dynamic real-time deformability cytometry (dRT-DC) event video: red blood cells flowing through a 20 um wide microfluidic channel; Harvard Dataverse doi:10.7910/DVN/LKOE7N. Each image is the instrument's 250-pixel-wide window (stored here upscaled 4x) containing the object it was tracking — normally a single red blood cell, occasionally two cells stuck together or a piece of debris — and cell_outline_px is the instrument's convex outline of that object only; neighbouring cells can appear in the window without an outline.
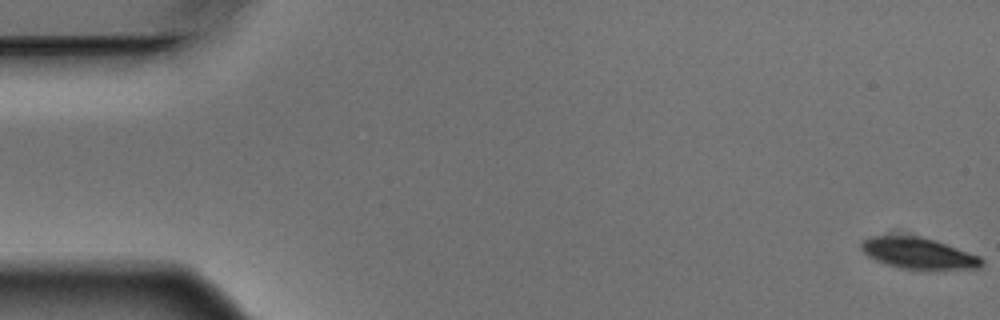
{"species": "Egyptian fruit bat (a non-hibernating species)", "species_latin": "Rousettus aegyptiacus", "temperature_condition": "warm", "stored_images_in_passage": 6, "camera_frame_rate_fps": 3000, "um_per_image_px": 0.085, "animal": {"sex": "male"}, "frame": {"image": 1, "passage_image": 1, "time_ms": 0.0, "image_size_px": [1000, 320], "cell_outline_px": [[984, 264], [976, 268], [900, 268], [876, 260], [868, 256], [860, 248], [860, 244], [864, 240], [872, 236], [920, 236], [936, 240], [980, 256], [984, 260]], "centroid_in_image_um": [78.06, 21.5], "position_along_channel_um": 6.9, "area_um2": 21.39}}
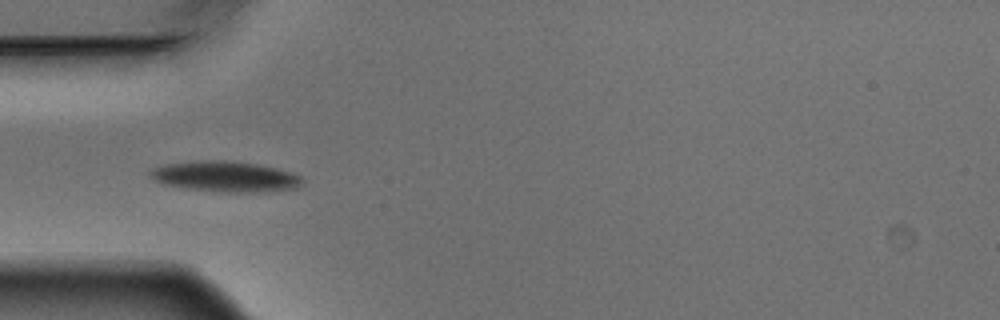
{"frame": {"image": 2, "passage_image": 5, "time_ms": 1.333, "image_size_px": [1000, 320], "cell_outline_px": [[304, 180], [296, 188], [264, 192], [220, 192], [188, 188], [160, 184], [148, 176], [148, 172], [152, 168], [164, 164], [196, 160], [224, 160], [260, 164], [276, 168], [300, 176]], "centroid_in_image_um": [19.09, 15.0], "position_along_channel_um": 65.9, "area_um2": 27.34}}
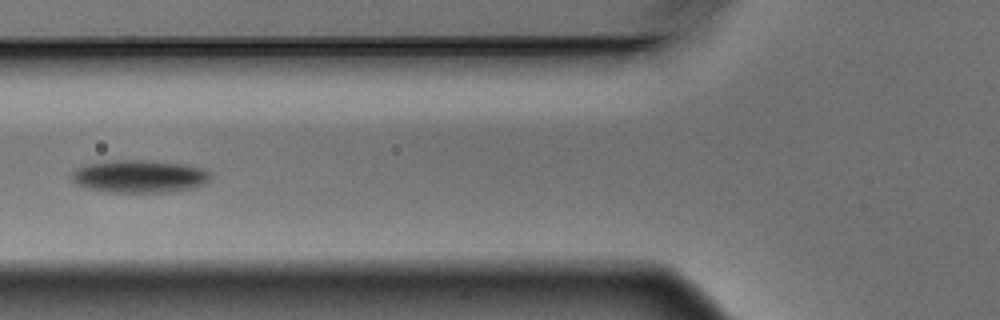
{"frame": {"image": 3, "passage_image": 6, "time_ms": 1.667, "image_size_px": [1000, 320], "cell_outline_px": [[212, 176], [208, 184], [196, 188], [164, 192], [112, 192], [84, 188], [76, 184], [72, 180], [72, 172], [76, 168], [88, 164], [116, 160], [148, 160], [184, 164], [204, 168], [212, 172]], "centroid_in_image_um": [11.93, 14.99], "position_along_channel_um": 113.9, "area_um2": 26.82}}